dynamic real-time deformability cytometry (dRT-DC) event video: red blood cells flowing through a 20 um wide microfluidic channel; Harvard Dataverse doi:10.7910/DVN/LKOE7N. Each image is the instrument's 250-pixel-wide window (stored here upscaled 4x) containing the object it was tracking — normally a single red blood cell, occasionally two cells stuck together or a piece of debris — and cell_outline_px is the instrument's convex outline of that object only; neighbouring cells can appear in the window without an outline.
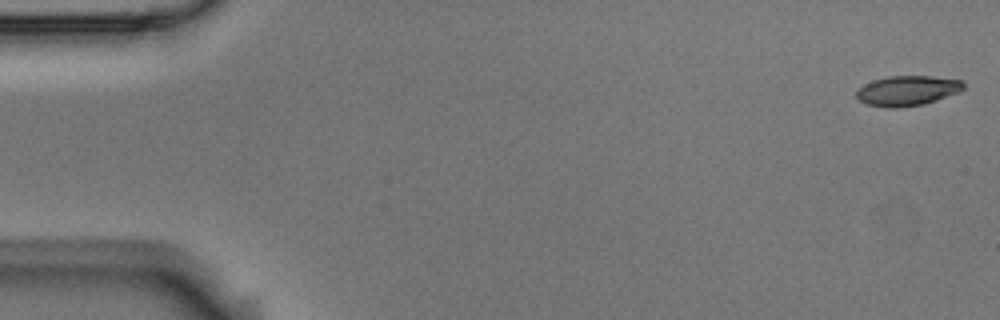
{"species": "Egyptian fruit bat (a non-hibernating species)", "species_latin": "Rousettus aegyptiacus", "temperature_condition": "room temperature", "stored_images_in_passage": 5, "camera_frame_rate_fps": 3000, "um_per_image_px": 0.085, "animal": {"sex": "male"}, "frame": {"image": 1, "passage_image": 1, "time_ms": 0.0, "image_size_px": [1000, 320], "cell_outline_px": [[964, 88], [956, 92], [936, 100], [924, 104], [896, 108], [888, 108], [868, 104], [860, 100], [856, 96], [856, 88], [872, 80], [888, 76], [932, 76], [964, 80]], "centroid_in_image_um": [77.09, 7.69], "position_along_channel_um": 7.9, "area_um2": 18.73}}
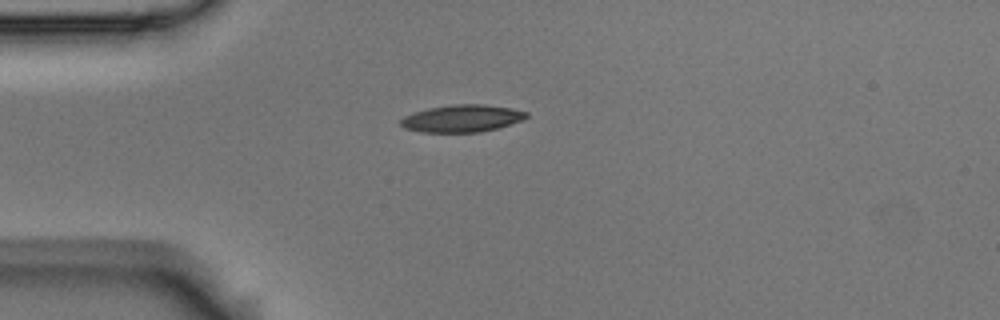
{"frame": {"image": 2, "passage_image": 5, "time_ms": 1.333, "image_size_px": [1000, 320], "cell_outline_px": [[528, 116], [520, 120], [496, 128], [480, 132], [420, 132], [404, 128], [400, 124], [400, 120], [404, 116], [412, 112], [428, 108], [452, 104], [484, 104], [512, 108], [528, 112]], "centroid_in_image_um": [39.22, 10.05], "position_along_channel_um": 45.8, "area_um2": 19.94}}